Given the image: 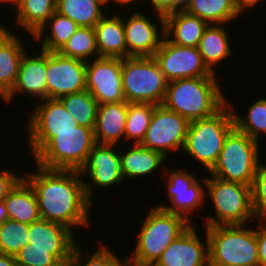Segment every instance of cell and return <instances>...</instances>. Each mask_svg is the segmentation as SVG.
Listing matches in <instances>:
<instances>
[{"label": "cell", "instance_id": "1", "mask_svg": "<svg viewBox=\"0 0 266 266\" xmlns=\"http://www.w3.org/2000/svg\"><path fill=\"white\" fill-rule=\"evenodd\" d=\"M34 165L32 171L21 173L35 191L40 217L64 225L73 232L77 231L75 227L90 229L91 210L95 205L87 198L80 172Z\"/></svg>", "mask_w": 266, "mask_h": 266}, {"label": "cell", "instance_id": "2", "mask_svg": "<svg viewBox=\"0 0 266 266\" xmlns=\"http://www.w3.org/2000/svg\"><path fill=\"white\" fill-rule=\"evenodd\" d=\"M150 207L145 217L138 219L142 225L136 231L133 250L124 253L125 262L132 266H153L163 251L192 225L183 216Z\"/></svg>", "mask_w": 266, "mask_h": 266}, {"label": "cell", "instance_id": "3", "mask_svg": "<svg viewBox=\"0 0 266 266\" xmlns=\"http://www.w3.org/2000/svg\"><path fill=\"white\" fill-rule=\"evenodd\" d=\"M218 78L220 77L169 81L162 105L189 122L212 116L227 103V95Z\"/></svg>", "mask_w": 266, "mask_h": 266}, {"label": "cell", "instance_id": "4", "mask_svg": "<svg viewBox=\"0 0 266 266\" xmlns=\"http://www.w3.org/2000/svg\"><path fill=\"white\" fill-rule=\"evenodd\" d=\"M233 114L226 103L214 115L191 121L182 150L189 163L197 162L204 172H209L224 147L227 135L234 129Z\"/></svg>", "mask_w": 266, "mask_h": 266}, {"label": "cell", "instance_id": "5", "mask_svg": "<svg viewBox=\"0 0 266 266\" xmlns=\"http://www.w3.org/2000/svg\"><path fill=\"white\" fill-rule=\"evenodd\" d=\"M204 226L209 241V266H260L256 225Z\"/></svg>", "mask_w": 266, "mask_h": 266}, {"label": "cell", "instance_id": "6", "mask_svg": "<svg viewBox=\"0 0 266 266\" xmlns=\"http://www.w3.org/2000/svg\"><path fill=\"white\" fill-rule=\"evenodd\" d=\"M206 201L213 205L214 215L202 216L204 226L242 225L257 222L253 213L252 188L228 182L206 173ZM209 197V198H208Z\"/></svg>", "mask_w": 266, "mask_h": 266}, {"label": "cell", "instance_id": "7", "mask_svg": "<svg viewBox=\"0 0 266 266\" xmlns=\"http://www.w3.org/2000/svg\"><path fill=\"white\" fill-rule=\"evenodd\" d=\"M262 147L258 141L234 128L227 135L217 162L208 174L252 187L258 165L264 160L260 156Z\"/></svg>", "mask_w": 266, "mask_h": 266}, {"label": "cell", "instance_id": "8", "mask_svg": "<svg viewBox=\"0 0 266 266\" xmlns=\"http://www.w3.org/2000/svg\"><path fill=\"white\" fill-rule=\"evenodd\" d=\"M95 144L94 128L79 125L74 131L54 132L32 159L43 168L80 171Z\"/></svg>", "mask_w": 266, "mask_h": 266}, {"label": "cell", "instance_id": "9", "mask_svg": "<svg viewBox=\"0 0 266 266\" xmlns=\"http://www.w3.org/2000/svg\"><path fill=\"white\" fill-rule=\"evenodd\" d=\"M121 70L126 102L162 105L168 81L153 56L125 57Z\"/></svg>", "mask_w": 266, "mask_h": 266}, {"label": "cell", "instance_id": "10", "mask_svg": "<svg viewBox=\"0 0 266 266\" xmlns=\"http://www.w3.org/2000/svg\"><path fill=\"white\" fill-rule=\"evenodd\" d=\"M175 169L172 168L171 170L168 164L163 176L160 175L165 182L166 188L164 190H166L169 205L167 203H156V205L154 203L153 205L167 212L183 216L189 223L195 224L194 214L197 212L200 214L203 210V213H206V174L200 180L196 176L199 174H195L191 169L187 170L188 168L184 167H176Z\"/></svg>", "mask_w": 266, "mask_h": 266}, {"label": "cell", "instance_id": "11", "mask_svg": "<svg viewBox=\"0 0 266 266\" xmlns=\"http://www.w3.org/2000/svg\"><path fill=\"white\" fill-rule=\"evenodd\" d=\"M28 120L24 122L27 131V149L34 156L52 137L54 132L74 131L79 126L66 110L60 99L46 98L32 104Z\"/></svg>", "mask_w": 266, "mask_h": 266}, {"label": "cell", "instance_id": "12", "mask_svg": "<svg viewBox=\"0 0 266 266\" xmlns=\"http://www.w3.org/2000/svg\"><path fill=\"white\" fill-rule=\"evenodd\" d=\"M79 172L84 178L87 198L95 205L96 189L108 192L107 189L110 187L112 189L116 185L125 184L120 164V146L96 143Z\"/></svg>", "mask_w": 266, "mask_h": 266}, {"label": "cell", "instance_id": "13", "mask_svg": "<svg viewBox=\"0 0 266 266\" xmlns=\"http://www.w3.org/2000/svg\"><path fill=\"white\" fill-rule=\"evenodd\" d=\"M189 124L178 113L156 105L141 145L162 153L170 161V154L182 152Z\"/></svg>", "mask_w": 266, "mask_h": 266}, {"label": "cell", "instance_id": "14", "mask_svg": "<svg viewBox=\"0 0 266 266\" xmlns=\"http://www.w3.org/2000/svg\"><path fill=\"white\" fill-rule=\"evenodd\" d=\"M153 57L168 82L184 78L220 76L212 73L204 64L197 47L176 45L165 36Z\"/></svg>", "mask_w": 266, "mask_h": 266}, {"label": "cell", "instance_id": "15", "mask_svg": "<svg viewBox=\"0 0 266 266\" xmlns=\"http://www.w3.org/2000/svg\"><path fill=\"white\" fill-rule=\"evenodd\" d=\"M46 85L52 99L86 90V62L46 51Z\"/></svg>", "mask_w": 266, "mask_h": 266}, {"label": "cell", "instance_id": "16", "mask_svg": "<svg viewBox=\"0 0 266 266\" xmlns=\"http://www.w3.org/2000/svg\"><path fill=\"white\" fill-rule=\"evenodd\" d=\"M140 9H132L131 14L127 10V18L123 17L128 57L154 56L164 38V17L156 13L148 17Z\"/></svg>", "mask_w": 266, "mask_h": 266}, {"label": "cell", "instance_id": "17", "mask_svg": "<svg viewBox=\"0 0 266 266\" xmlns=\"http://www.w3.org/2000/svg\"><path fill=\"white\" fill-rule=\"evenodd\" d=\"M86 90L99 105L126 101L121 58L99 57L86 62Z\"/></svg>", "mask_w": 266, "mask_h": 266}, {"label": "cell", "instance_id": "18", "mask_svg": "<svg viewBox=\"0 0 266 266\" xmlns=\"http://www.w3.org/2000/svg\"><path fill=\"white\" fill-rule=\"evenodd\" d=\"M195 225L192 224L173 241L153 266H209L207 231L203 227L204 235L201 237L198 233V225L197 227Z\"/></svg>", "mask_w": 266, "mask_h": 266}, {"label": "cell", "instance_id": "19", "mask_svg": "<svg viewBox=\"0 0 266 266\" xmlns=\"http://www.w3.org/2000/svg\"><path fill=\"white\" fill-rule=\"evenodd\" d=\"M35 50V54L29 51L24 53L20 62L15 85L2 99L4 102L3 104L7 103L6 105H9L19 94V96L23 94L24 97L27 95L30 102H32V99L38 102L47 98L46 51L42 49ZM37 50L39 51L38 54Z\"/></svg>", "mask_w": 266, "mask_h": 266}, {"label": "cell", "instance_id": "20", "mask_svg": "<svg viewBox=\"0 0 266 266\" xmlns=\"http://www.w3.org/2000/svg\"><path fill=\"white\" fill-rule=\"evenodd\" d=\"M75 232L59 223L40 218L29 224L30 248L50 250L63 266L69 262L73 249L78 242Z\"/></svg>", "mask_w": 266, "mask_h": 266}, {"label": "cell", "instance_id": "21", "mask_svg": "<svg viewBox=\"0 0 266 266\" xmlns=\"http://www.w3.org/2000/svg\"><path fill=\"white\" fill-rule=\"evenodd\" d=\"M123 145L127 147L123 149L120 145V164L125 183L128 180L142 182L144 178H151L152 174L155 176L156 172L157 175L162 172L163 176L167 162L172 163L162 153L148 149L141 144Z\"/></svg>", "mask_w": 266, "mask_h": 266}, {"label": "cell", "instance_id": "22", "mask_svg": "<svg viewBox=\"0 0 266 266\" xmlns=\"http://www.w3.org/2000/svg\"><path fill=\"white\" fill-rule=\"evenodd\" d=\"M5 26V27H4ZM6 25L0 27V99L2 100L14 87L19 66L24 53L27 51L24 36H18ZM26 44V45H25Z\"/></svg>", "mask_w": 266, "mask_h": 266}, {"label": "cell", "instance_id": "23", "mask_svg": "<svg viewBox=\"0 0 266 266\" xmlns=\"http://www.w3.org/2000/svg\"><path fill=\"white\" fill-rule=\"evenodd\" d=\"M128 102L100 104L97 111L94 138L98 144H125V124ZM123 142H121V141Z\"/></svg>", "mask_w": 266, "mask_h": 266}, {"label": "cell", "instance_id": "24", "mask_svg": "<svg viewBox=\"0 0 266 266\" xmlns=\"http://www.w3.org/2000/svg\"><path fill=\"white\" fill-rule=\"evenodd\" d=\"M110 11L94 26L96 45L99 57L125 58L128 57L125 42L123 17L118 12Z\"/></svg>", "mask_w": 266, "mask_h": 266}, {"label": "cell", "instance_id": "25", "mask_svg": "<svg viewBox=\"0 0 266 266\" xmlns=\"http://www.w3.org/2000/svg\"><path fill=\"white\" fill-rule=\"evenodd\" d=\"M227 30V24L208 25L197 47L204 64L214 74H218L215 68L221 62L224 64L229 57L233 58L235 50L231 46L230 30Z\"/></svg>", "mask_w": 266, "mask_h": 266}, {"label": "cell", "instance_id": "26", "mask_svg": "<svg viewBox=\"0 0 266 266\" xmlns=\"http://www.w3.org/2000/svg\"><path fill=\"white\" fill-rule=\"evenodd\" d=\"M208 24L186 10L164 17V36L179 46L198 47Z\"/></svg>", "mask_w": 266, "mask_h": 266}, {"label": "cell", "instance_id": "27", "mask_svg": "<svg viewBox=\"0 0 266 266\" xmlns=\"http://www.w3.org/2000/svg\"><path fill=\"white\" fill-rule=\"evenodd\" d=\"M4 202L11 220L29 225L41 218L35 191L24 177L4 198Z\"/></svg>", "mask_w": 266, "mask_h": 266}, {"label": "cell", "instance_id": "28", "mask_svg": "<svg viewBox=\"0 0 266 266\" xmlns=\"http://www.w3.org/2000/svg\"><path fill=\"white\" fill-rule=\"evenodd\" d=\"M57 0H21L19 6L15 9V16L12 23L15 22V28L20 31L25 30L29 33L28 37L33 36L56 12Z\"/></svg>", "mask_w": 266, "mask_h": 266}, {"label": "cell", "instance_id": "29", "mask_svg": "<svg viewBox=\"0 0 266 266\" xmlns=\"http://www.w3.org/2000/svg\"><path fill=\"white\" fill-rule=\"evenodd\" d=\"M78 27L69 17L55 12L33 36V41L37 42L39 49L47 52H58Z\"/></svg>", "mask_w": 266, "mask_h": 266}, {"label": "cell", "instance_id": "30", "mask_svg": "<svg viewBox=\"0 0 266 266\" xmlns=\"http://www.w3.org/2000/svg\"><path fill=\"white\" fill-rule=\"evenodd\" d=\"M185 10L208 25L233 24L243 15L234 0H191Z\"/></svg>", "mask_w": 266, "mask_h": 266}, {"label": "cell", "instance_id": "31", "mask_svg": "<svg viewBox=\"0 0 266 266\" xmlns=\"http://www.w3.org/2000/svg\"><path fill=\"white\" fill-rule=\"evenodd\" d=\"M232 99H229L227 96V103L230 106V109L233 114V120H234V127L251 137L252 139L258 141L259 143L263 144V139L261 136L266 135V98L265 96L258 98L256 101L254 100L252 103H250L247 110L246 115L244 112H239L236 110V106L230 101ZM235 108V109H234ZM261 140V141H260Z\"/></svg>", "mask_w": 266, "mask_h": 266}, {"label": "cell", "instance_id": "32", "mask_svg": "<svg viewBox=\"0 0 266 266\" xmlns=\"http://www.w3.org/2000/svg\"><path fill=\"white\" fill-rule=\"evenodd\" d=\"M104 0H57L56 12L69 17L79 27H93L107 13Z\"/></svg>", "mask_w": 266, "mask_h": 266}, {"label": "cell", "instance_id": "33", "mask_svg": "<svg viewBox=\"0 0 266 266\" xmlns=\"http://www.w3.org/2000/svg\"><path fill=\"white\" fill-rule=\"evenodd\" d=\"M94 241V251L91 248H84L81 245L82 242L78 241L66 266H122L125 262L124 256L121 258L117 252L115 253L112 248L110 249L109 244L104 243L107 242L106 240L98 241L96 238Z\"/></svg>", "mask_w": 266, "mask_h": 266}, {"label": "cell", "instance_id": "34", "mask_svg": "<svg viewBox=\"0 0 266 266\" xmlns=\"http://www.w3.org/2000/svg\"><path fill=\"white\" fill-rule=\"evenodd\" d=\"M58 52L65 57L85 62L99 58L95 29L93 27H78Z\"/></svg>", "mask_w": 266, "mask_h": 266}, {"label": "cell", "instance_id": "35", "mask_svg": "<svg viewBox=\"0 0 266 266\" xmlns=\"http://www.w3.org/2000/svg\"><path fill=\"white\" fill-rule=\"evenodd\" d=\"M60 100L80 126L95 128L99 104L87 90L65 95Z\"/></svg>", "mask_w": 266, "mask_h": 266}, {"label": "cell", "instance_id": "36", "mask_svg": "<svg viewBox=\"0 0 266 266\" xmlns=\"http://www.w3.org/2000/svg\"><path fill=\"white\" fill-rule=\"evenodd\" d=\"M155 106L151 103H128L125 124V144L142 143Z\"/></svg>", "mask_w": 266, "mask_h": 266}, {"label": "cell", "instance_id": "37", "mask_svg": "<svg viewBox=\"0 0 266 266\" xmlns=\"http://www.w3.org/2000/svg\"><path fill=\"white\" fill-rule=\"evenodd\" d=\"M29 244V225L7 219L0 226V253L16 256Z\"/></svg>", "mask_w": 266, "mask_h": 266}, {"label": "cell", "instance_id": "38", "mask_svg": "<svg viewBox=\"0 0 266 266\" xmlns=\"http://www.w3.org/2000/svg\"><path fill=\"white\" fill-rule=\"evenodd\" d=\"M251 188L255 219L256 221H266V163L263 160L258 165Z\"/></svg>", "mask_w": 266, "mask_h": 266}, {"label": "cell", "instance_id": "39", "mask_svg": "<svg viewBox=\"0 0 266 266\" xmlns=\"http://www.w3.org/2000/svg\"><path fill=\"white\" fill-rule=\"evenodd\" d=\"M15 260L19 266H63L50 254V250L33 249L30 244L18 252Z\"/></svg>", "mask_w": 266, "mask_h": 266}, {"label": "cell", "instance_id": "40", "mask_svg": "<svg viewBox=\"0 0 266 266\" xmlns=\"http://www.w3.org/2000/svg\"><path fill=\"white\" fill-rule=\"evenodd\" d=\"M13 169L14 167L11 170L5 166L0 169V201L4 200L10 191L24 177V175H20V172L17 174V172H15Z\"/></svg>", "mask_w": 266, "mask_h": 266}, {"label": "cell", "instance_id": "41", "mask_svg": "<svg viewBox=\"0 0 266 266\" xmlns=\"http://www.w3.org/2000/svg\"><path fill=\"white\" fill-rule=\"evenodd\" d=\"M255 224L259 265L266 266V221H257Z\"/></svg>", "mask_w": 266, "mask_h": 266}, {"label": "cell", "instance_id": "42", "mask_svg": "<svg viewBox=\"0 0 266 266\" xmlns=\"http://www.w3.org/2000/svg\"><path fill=\"white\" fill-rule=\"evenodd\" d=\"M148 2L150 10L163 17L175 12V0H144Z\"/></svg>", "mask_w": 266, "mask_h": 266}, {"label": "cell", "instance_id": "43", "mask_svg": "<svg viewBox=\"0 0 266 266\" xmlns=\"http://www.w3.org/2000/svg\"><path fill=\"white\" fill-rule=\"evenodd\" d=\"M105 1V4H106V7H108L107 9H109V7H110V5L109 4H111V2H112V5L114 4V6H115V4L117 5L116 7H117V9H119V7L118 6H120V9H123V8H121L122 6H124V9L125 10H130L131 9V5H133V9H135L134 7L136 6V5H138V7H139V4L141 3L142 4V2H144V1H142V0H104ZM138 1H139V3H138ZM138 3V4H137ZM136 4V5H135ZM127 6V7H126ZM126 7V8H125Z\"/></svg>", "mask_w": 266, "mask_h": 266}, {"label": "cell", "instance_id": "44", "mask_svg": "<svg viewBox=\"0 0 266 266\" xmlns=\"http://www.w3.org/2000/svg\"><path fill=\"white\" fill-rule=\"evenodd\" d=\"M264 2V0H234L236 6L239 8V10L245 14L246 10L249 12L251 10L249 9H253L254 7H257L258 4H260V6L263 3L260 2Z\"/></svg>", "mask_w": 266, "mask_h": 266}, {"label": "cell", "instance_id": "45", "mask_svg": "<svg viewBox=\"0 0 266 266\" xmlns=\"http://www.w3.org/2000/svg\"><path fill=\"white\" fill-rule=\"evenodd\" d=\"M0 266H19L16 263L15 257L0 253Z\"/></svg>", "mask_w": 266, "mask_h": 266}, {"label": "cell", "instance_id": "46", "mask_svg": "<svg viewBox=\"0 0 266 266\" xmlns=\"http://www.w3.org/2000/svg\"><path fill=\"white\" fill-rule=\"evenodd\" d=\"M9 219L4 200L0 201V226Z\"/></svg>", "mask_w": 266, "mask_h": 266}, {"label": "cell", "instance_id": "47", "mask_svg": "<svg viewBox=\"0 0 266 266\" xmlns=\"http://www.w3.org/2000/svg\"><path fill=\"white\" fill-rule=\"evenodd\" d=\"M191 0H175V12L185 10Z\"/></svg>", "mask_w": 266, "mask_h": 266}, {"label": "cell", "instance_id": "48", "mask_svg": "<svg viewBox=\"0 0 266 266\" xmlns=\"http://www.w3.org/2000/svg\"><path fill=\"white\" fill-rule=\"evenodd\" d=\"M20 1L21 0H0V4H2L3 6L6 5L7 7L12 8V10L14 11L19 6Z\"/></svg>", "mask_w": 266, "mask_h": 266}, {"label": "cell", "instance_id": "49", "mask_svg": "<svg viewBox=\"0 0 266 266\" xmlns=\"http://www.w3.org/2000/svg\"><path fill=\"white\" fill-rule=\"evenodd\" d=\"M125 266H132V265H130V264H128V263L125 262Z\"/></svg>", "mask_w": 266, "mask_h": 266}]
</instances>
